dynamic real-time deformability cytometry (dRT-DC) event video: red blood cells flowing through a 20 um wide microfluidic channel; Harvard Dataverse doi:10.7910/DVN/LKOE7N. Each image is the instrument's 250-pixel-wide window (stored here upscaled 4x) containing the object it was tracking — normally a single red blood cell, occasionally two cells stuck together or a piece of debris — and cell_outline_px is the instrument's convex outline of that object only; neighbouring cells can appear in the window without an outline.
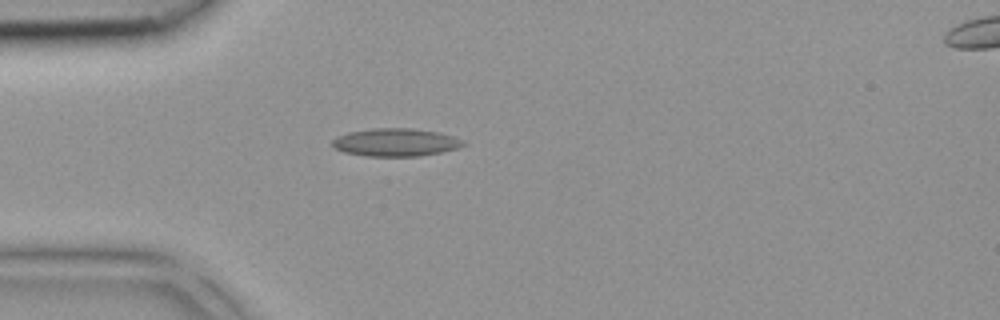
{"species": "common noctule bat (a hibernating species)", "species_latin": "Nyctalus noctula", "temperature_condition": "room temperature", "stored_images_in_passage": 31, "camera_frame_rate_fps": 3000, "um_per_image_px": 0.085, "animal": {"sex": "female", "body_mass_g": 18.4}, "frame": {"image": 1, "passage_image": 1, "time_ms": 0.0, "image_size_px": [1000, 320], "cell_outline_px": [[468, 144], [456, 148], [440, 152], [420, 156], [368, 156], [344, 152], [336, 148], [332, 144], [332, 140], [336, 136], [348, 132], [372, 128], [412, 128], [440, 132], [464, 140]], "centroid_in_image_um": [33.64, 12.09], "position_along_channel_um": 51.4, "area_um2": 21.33}}
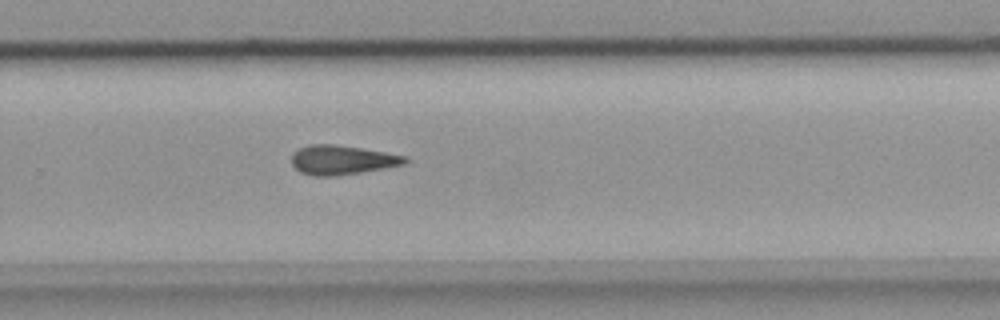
{"frame": {"image": 2, "passage_image": 17, "time_ms": 5.333, "image_size_px": [1000, 320], "cell_outline_px": [[408, 160], [404, 164], [360, 172], [332, 176], [316, 176], [300, 172], [292, 164], [292, 152], [308, 144], [332, 144], [360, 148], [408, 156]], "centroid_in_image_um": [29.04, 13.58], "position_along_channel_um": 300.8, "area_um2": 19.13}}
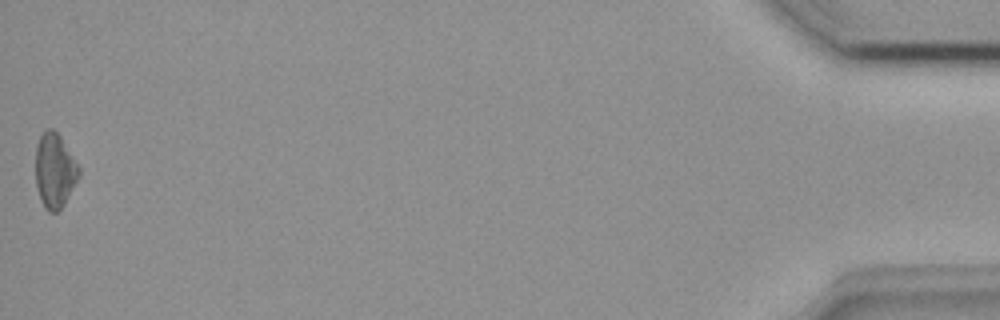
{"frame": {"image": 3, "passage_image": 31, "time_ms": 10.0, "image_size_px": [1000, 320], "cell_outline_px": [[80, 172], [64, 204], [56, 212], [48, 212], [44, 208], [40, 200], [36, 184], [36, 144], [40, 136], [48, 128], [52, 128], [60, 136], [80, 168]], "centroid_in_image_um": [4.62, 14.5], "position_along_channel_um": 430.6, "area_um2": 18.55}}